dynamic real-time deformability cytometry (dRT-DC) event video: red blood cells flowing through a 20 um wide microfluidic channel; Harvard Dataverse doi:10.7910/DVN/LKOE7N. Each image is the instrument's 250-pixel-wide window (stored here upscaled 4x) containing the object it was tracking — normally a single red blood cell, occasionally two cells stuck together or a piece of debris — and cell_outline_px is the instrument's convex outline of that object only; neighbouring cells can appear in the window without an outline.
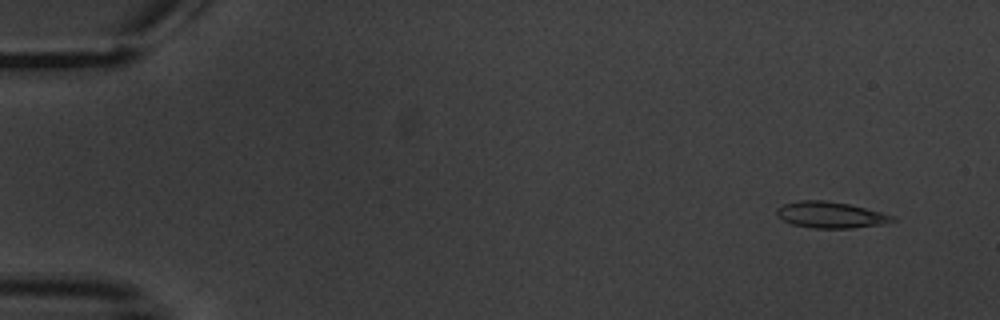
{"species": "common noctule bat (a hibernating species)", "species_latin": "Nyctalus noctula", "temperature_condition": "warm", "stored_images_in_passage": 9, "camera_frame_rate_fps": 3000, "um_per_image_px": 0.085, "animal": {"sex": "male", "body_mass_g": 20.1, "forearm_length_mm": 53.5}, "frame": {"image": 1, "passage_image": 2, "time_ms": 1.0, "image_size_px": [1000, 320], "cell_outline_px": [[896, 220], [880, 224], [852, 228], [812, 228], [792, 224], [776, 216], [776, 208], [784, 204], [800, 200], [824, 200], [848, 204], [896, 216]], "centroid_in_image_um": [70.56, 18.26], "position_along_channel_um": 14.4, "area_um2": 17.57}}
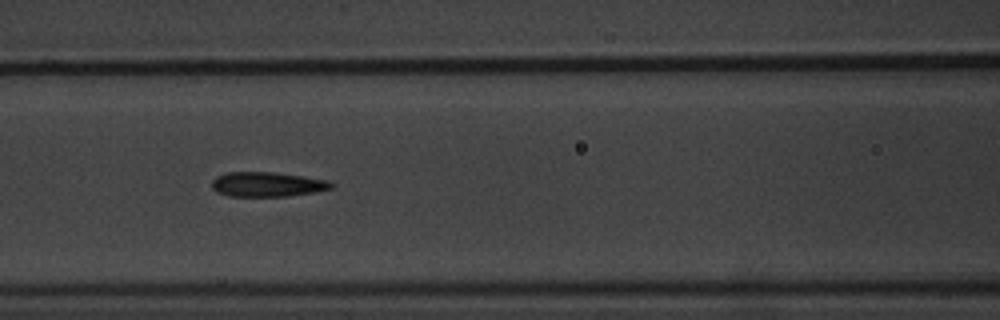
{"frame": {"image": 2, "passage_image": 8, "time_ms": 8.333, "image_size_px": [1000, 320], "cell_outline_px": [[336, 184], [332, 188], [312, 192], [288, 196], [228, 196], [216, 192], [212, 188], [212, 180], [216, 176], [224, 172], [272, 172], [304, 176], [328, 180]], "centroid_in_image_um": [22.69, 15.66], "position_along_channel_um": 143.9, "area_um2": 17.28}}
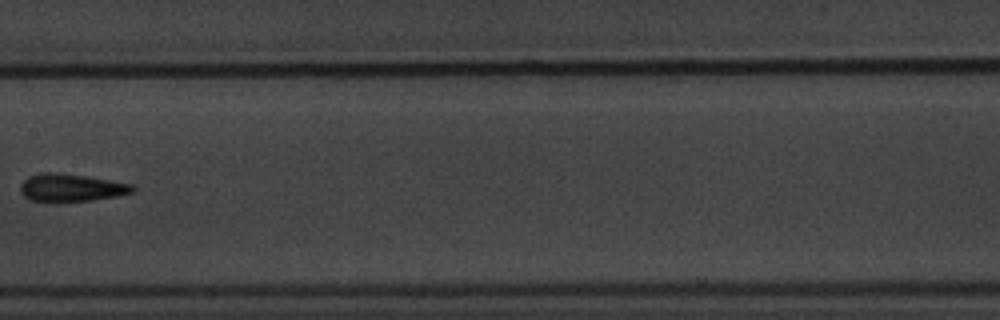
{"frame": {"image": 3, "passage_image": 9, "time_ms": 10.0, "image_size_px": [1000, 320], "cell_outline_px": [[136, 188], [132, 192], [120, 196], [92, 200], [56, 204], [28, 200], [20, 192], [20, 184], [28, 176], [40, 172], [56, 172], [84, 176], [136, 184]], "centroid_in_image_um": [6.03, 15.99], "position_along_channel_um": 201.4, "area_um2": 18.9}}